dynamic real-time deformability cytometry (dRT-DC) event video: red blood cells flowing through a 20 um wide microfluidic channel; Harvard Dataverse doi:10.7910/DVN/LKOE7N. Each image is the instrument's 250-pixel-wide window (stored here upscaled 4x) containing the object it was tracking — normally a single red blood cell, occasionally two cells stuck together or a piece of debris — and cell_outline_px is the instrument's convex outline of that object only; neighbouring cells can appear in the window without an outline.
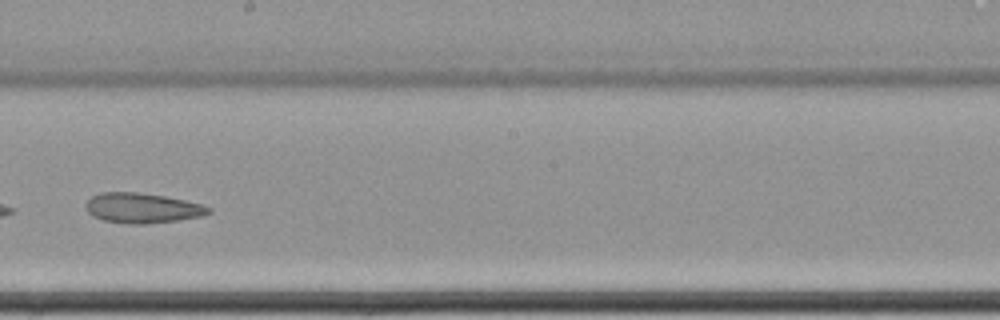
{"species": "common noctule bat (a hibernating species)", "species_latin": "Nyctalus noctula", "temperature_condition": "cold", "stored_images_in_passage": 13, "camera_frame_rate_fps": 3000, "um_per_image_px": 0.085, "animal": {"sex": "female", "body_mass_g": 22.7, "forearm_length_mm": 54.2}, "frame": {"image": 1, "passage_image": 8, "time_ms": 2.333, "image_size_px": [1000, 320], "cell_outline_px": [[212, 212], [200, 216], [176, 220], [144, 224], [132, 224], [104, 220], [92, 216], [88, 212], [84, 204], [92, 196], [100, 192], [140, 192], [164, 196], [184, 200], [200, 204], [212, 208]], "centroid_in_image_um": [12.06, 17.67], "position_along_channel_um": 236.1, "area_um2": 21.39}}
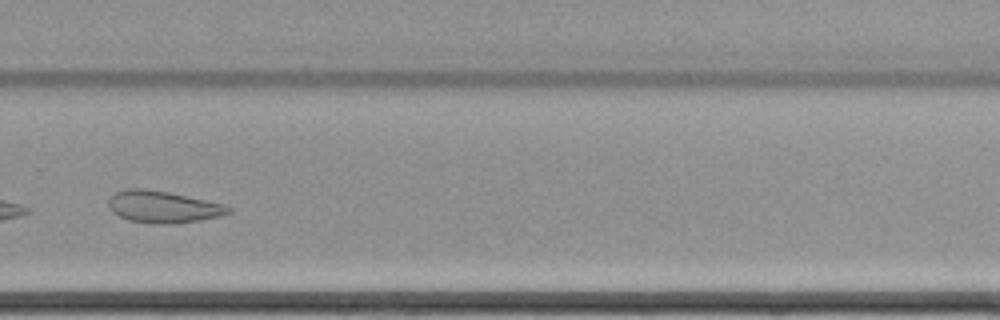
{"frame": {"image": 2, "passage_image": 10, "time_ms": 3.0, "image_size_px": [1000, 320], "cell_outline_px": [[232, 212], [220, 216], [200, 220], [172, 224], [152, 224], [128, 220], [112, 212], [108, 204], [108, 200], [116, 192], [128, 188], [144, 188], [168, 192], [224, 204], [232, 208]], "centroid_in_image_um": [13.86, 17.59], "position_along_channel_um": 315.9, "area_um2": 22.31}}